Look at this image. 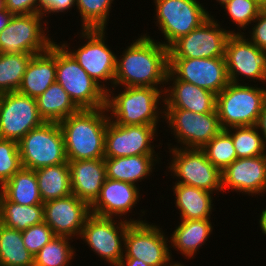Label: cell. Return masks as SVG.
I'll list each match as a JSON object with an SVG mask.
<instances>
[{
    "label": "cell",
    "mask_w": 266,
    "mask_h": 266,
    "mask_svg": "<svg viewBox=\"0 0 266 266\" xmlns=\"http://www.w3.org/2000/svg\"><path fill=\"white\" fill-rule=\"evenodd\" d=\"M138 34L118 51L115 72V87L165 88L169 71V48L149 35ZM140 35V36H139ZM122 53V54H121Z\"/></svg>",
    "instance_id": "1"
},
{
    "label": "cell",
    "mask_w": 266,
    "mask_h": 266,
    "mask_svg": "<svg viewBox=\"0 0 266 266\" xmlns=\"http://www.w3.org/2000/svg\"><path fill=\"white\" fill-rule=\"evenodd\" d=\"M164 91L165 88L113 86L106 94L109 120L123 126L164 122Z\"/></svg>",
    "instance_id": "2"
},
{
    "label": "cell",
    "mask_w": 266,
    "mask_h": 266,
    "mask_svg": "<svg viewBox=\"0 0 266 266\" xmlns=\"http://www.w3.org/2000/svg\"><path fill=\"white\" fill-rule=\"evenodd\" d=\"M109 121L106 107L81 109L61 122L67 161L103 159Z\"/></svg>",
    "instance_id": "3"
},
{
    "label": "cell",
    "mask_w": 266,
    "mask_h": 266,
    "mask_svg": "<svg viewBox=\"0 0 266 266\" xmlns=\"http://www.w3.org/2000/svg\"><path fill=\"white\" fill-rule=\"evenodd\" d=\"M79 31L77 32L78 43L81 42L79 46H70V42L63 39L59 43L87 74L108 92L114 86L117 53L108 45L107 29H80Z\"/></svg>",
    "instance_id": "4"
},
{
    "label": "cell",
    "mask_w": 266,
    "mask_h": 266,
    "mask_svg": "<svg viewBox=\"0 0 266 266\" xmlns=\"http://www.w3.org/2000/svg\"><path fill=\"white\" fill-rule=\"evenodd\" d=\"M265 102L266 85L229 82L216 96V112L222 129L256 125Z\"/></svg>",
    "instance_id": "5"
},
{
    "label": "cell",
    "mask_w": 266,
    "mask_h": 266,
    "mask_svg": "<svg viewBox=\"0 0 266 266\" xmlns=\"http://www.w3.org/2000/svg\"><path fill=\"white\" fill-rule=\"evenodd\" d=\"M153 3V20H156L154 25L164 38L159 42L167 48L199 27L214 13L208 11V7L200 3V0H153Z\"/></svg>",
    "instance_id": "6"
},
{
    "label": "cell",
    "mask_w": 266,
    "mask_h": 266,
    "mask_svg": "<svg viewBox=\"0 0 266 266\" xmlns=\"http://www.w3.org/2000/svg\"><path fill=\"white\" fill-rule=\"evenodd\" d=\"M165 131L171 133L175 144L166 148L201 149L223 129L217 112L200 114L180 108H164ZM169 130V131H168Z\"/></svg>",
    "instance_id": "7"
},
{
    "label": "cell",
    "mask_w": 266,
    "mask_h": 266,
    "mask_svg": "<svg viewBox=\"0 0 266 266\" xmlns=\"http://www.w3.org/2000/svg\"><path fill=\"white\" fill-rule=\"evenodd\" d=\"M169 159L165 174L169 173L172 183L200 188L211 193L222 194L221 171L215 167L201 149L168 148ZM218 194V195H217Z\"/></svg>",
    "instance_id": "8"
},
{
    "label": "cell",
    "mask_w": 266,
    "mask_h": 266,
    "mask_svg": "<svg viewBox=\"0 0 266 266\" xmlns=\"http://www.w3.org/2000/svg\"><path fill=\"white\" fill-rule=\"evenodd\" d=\"M49 19L41 13L13 15L0 32V54H39L57 41L52 38ZM46 26V27H45ZM50 32V34H48Z\"/></svg>",
    "instance_id": "9"
},
{
    "label": "cell",
    "mask_w": 266,
    "mask_h": 266,
    "mask_svg": "<svg viewBox=\"0 0 266 266\" xmlns=\"http://www.w3.org/2000/svg\"><path fill=\"white\" fill-rule=\"evenodd\" d=\"M56 82L80 109L106 107L107 92L78 64L74 57L56 42Z\"/></svg>",
    "instance_id": "10"
},
{
    "label": "cell",
    "mask_w": 266,
    "mask_h": 266,
    "mask_svg": "<svg viewBox=\"0 0 266 266\" xmlns=\"http://www.w3.org/2000/svg\"><path fill=\"white\" fill-rule=\"evenodd\" d=\"M22 167L36 170L67 162L64 137L59 123L44 122L18 141Z\"/></svg>",
    "instance_id": "11"
},
{
    "label": "cell",
    "mask_w": 266,
    "mask_h": 266,
    "mask_svg": "<svg viewBox=\"0 0 266 266\" xmlns=\"http://www.w3.org/2000/svg\"><path fill=\"white\" fill-rule=\"evenodd\" d=\"M130 222L90 214L81 230L88 249L110 266H119L124 256L125 235Z\"/></svg>",
    "instance_id": "12"
},
{
    "label": "cell",
    "mask_w": 266,
    "mask_h": 266,
    "mask_svg": "<svg viewBox=\"0 0 266 266\" xmlns=\"http://www.w3.org/2000/svg\"><path fill=\"white\" fill-rule=\"evenodd\" d=\"M224 58L230 82L266 85V50L259 49L244 33L229 36Z\"/></svg>",
    "instance_id": "13"
},
{
    "label": "cell",
    "mask_w": 266,
    "mask_h": 266,
    "mask_svg": "<svg viewBox=\"0 0 266 266\" xmlns=\"http://www.w3.org/2000/svg\"><path fill=\"white\" fill-rule=\"evenodd\" d=\"M214 16L212 14L188 35L176 40L169 47V58L224 57L226 43L233 30L223 26Z\"/></svg>",
    "instance_id": "14"
},
{
    "label": "cell",
    "mask_w": 266,
    "mask_h": 266,
    "mask_svg": "<svg viewBox=\"0 0 266 266\" xmlns=\"http://www.w3.org/2000/svg\"><path fill=\"white\" fill-rule=\"evenodd\" d=\"M149 221L130 223L123 258L141 259L149 266H164L170 259L169 238L163 226Z\"/></svg>",
    "instance_id": "15"
},
{
    "label": "cell",
    "mask_w": 266,
    "mask_h": 266,
    "mask_svg": "<svg viewBox=\"0 0 266 266\" xmlns=\"http://www.w3.org/2000/svg\"><path fill=\"white\" fill-rule=\"evenodd\" d=\"M159 125H118L108 121L105 134L104 157H124L135 155H161L155 151L162 142L155 144ZM152 143V144H151ZM159 146V147H158ZM157 152V153H156Z\"/></svg>",
    "instance_id": "16"
},
{
    "label": "cell",
    "mask_w": 266,
    "mask_h": 266,
    "mask_svg": "<svg viewBox=\"0 0 266 266\" xmlns=\"http://www.w3.org/2000/svg\"><path fill=\"white\" fill-rule=\"evenodd\" d=\"M43 123L36 99L18 91L0 94V139L18 142Z\"/></svg>",
    "instance_id": "17"
},
{
    "label": "cell",
    "mask_w": 266,
    "mask_h": 266,
    "mask_svg": "<svg viewBox=\"0 0 266 266\" xmlns=\"http://www.w3.org/2000/svg\"><path fill=\"white\" fill-rule=\"evenodd\" d=\"M140 192L141 188L134 184L106 178L98 198L90 206V211L98 216L117 218L130 223L144 222L147 219L145 217L147 210L141 209L140 213L133 211L136 204L143 198ZM132 212L140 215V218H132V216H136ZM130 213L132 215L129 218ZM143 216L145 220H143Z\"/></svg>",
    "instance_id": "18"
},
{
    "label": "cell",
    "mask_w": 266,
    "mask_h": 266,
    "mask_svg": "<svg viewBox=\"0 0 266 266\" xmlns=\"http://www.w3.org/2000/svg\"><path fill=\"white\" fill-rule=\"evenodd\" d=\"M169 71L178 80L192 83L215 95L230 82L224 57L169 58Z\"/></svg>",
    "instance_id": "19"
},
{
    "label": "cell",
    "mask_w": 266,
    "mask_h": 266,
    "mask_svg": "<svg viewBox=\"0 0 266 266\" xmlns=\"http://www.w3.org/2000/svg\"><path fill=\"white\" fill-rule=\"evenodd\" d=\"M221 176L222 194L231 191L236 192L237 195L241 193L246 196H255V198H258V195L265 196L266 155L237 158L221 171Z\"/></svg>",
    "instance_id": "20"
},
{
    "label": "cell",
    "mask_w": 266,
    "mask_h": 266,
    "mask_svg": "<svg viewBox=\"0 0 266 266\" xmlns=\"http://www.w3.org/2000/svg\"><path fill=\"white\" fill-rule=\"evenodd\" d=\"M44 222L52 229L55 236H64L77 240L91 214L90 206L74 194L63 198L48 200L43 203Z\"/></svg>",
    "instance_id": "21"
},
{
    "label": "cell",
    "mask_w": 266,
    "mask_h": 266,
    "mask_svg": "<svg viewBox=\"0 0 266 266\" xmlns=\"http://www.w3.org/2000/svg\"><path fill=\"white\" fill-rule=\"evenodd\" d=\"M216 96L192 83L178 80L168 71L164 108H180L200 114L216 112Z\"/></svg>",
    "instance_id": "22"
},
{
    "label": "cell",
    "mask_w": 266,
    "mask_h": 266,
    "mask_svg": "<svg viewBox=\"0 0 266 266\" xmlns=\"http://www.w3.org/2000/svg\"><path fill=\"white\" fill-rule=\"evenodd\" d=\"M72 194L91 206L100 194L106 179L103 159L68 161Z\"/></svg>",
    "instance_id": "23"
},
{
    "label": "cell",
    "mask_w": 266,
    "mask_h": 266,
    "mask_svg": "<svg viewBox=\"0 0 266 266\" xmlns=\"http://www.w3.org/2000/svg\"><path fill=\"white\" fill-rule=\"evenodd\" d=\"M212 218L201 220H179L169 237L170 255L172 251L181 254L186 260L194 259L213 234ZM213 223V224H212ZM173 248V249H172Z\"/></svg>",
    "instance_id": "24"
},
{
    "label": "cell",
    "mask_w": 266,
    "mask_h": 266,
    "mask_svg": "<svg viewBox=\"0 0 266 266\" xmlns=\"http://www.w3.org/2000/svg\"><path fill=\"white\" fill-rule=\"evenodd\" d=\"M163 156L160 155H135L124 157H105L106 178L134 184L138 187L140 182L154 176L153 172L162 165ZM139 182V183H138Z\"/></svg>",
    "instance_id": "25"
},
{
    "label": "cell",
    "mask_w": 266,
    "mask_h": 266,
    "mask_svg": "<svg viewBox=\"0 0 266 266\" xmlns=\"http://www.w3.org/2000/svg\"><path fill=\"white\" fill-rule=\"evenodd\" d=\"M54 82H56V41L49 49L32 57L17 91L36 99Z\"/></svg>",
    "instance_id": "26"
},
{
    "label": "cell",
    "mask_w": 266,
    "mask_h": 266,
    "mask_svg": "<svg viewBox=\"0 0 266 266\" xmlns=\"http://www.w3.org/2000/svg\"><path fill=\"white\" fill-rule=\"evenodd\" d=\"M172 191L175 195L174 204L176 213L179 214V220H201L212 218V212L215 205L214 193L185 185L182 183H172ZM214 200V201H213Z\"/></svg>",
    "instance_id": "27"
},
{
    "label": "cell",
    "mask_w": 266,
    "mask_h": 266,
    "mask_svg": "<svg viewBox=\"0 0 266 266\" xmlns=\"http://www.w3.org/2000/svg\"><path fill=\"white\" fill-rule=\"evenodd\" d=\"M36 101L39 116L44 122L59 123L81 110L58 82L52 83Z\"/></svg>",
    "instance_id": "28"
},
{
    "label": "cell",
    "mask_w": 266,
    "mask_h": 266,
    "mask_svg": "<svg viewBox=\"0 0 266 266\" xmlns=\"http://www.w3.org/2000/svg\"><path fill=\"white\" fill-rule=\"evenodd\" d=\"M0 193L15 204H43L35 170L22 167L0 187Z\"/></svg>",
    "instance_id": "29"
},
{
    "label": "cell",
    "mask_w": 266,
    "mask_h": 266,
    "mask_svg": "<svg viewBox=\"0 0 266 266\" xmlns=\"http://www.w3.org/2000/svg\"><path fill=\"white\" fill-rule=\"evenodd\" d=\"M41 199L44 202L72 194L68 161L35 170Z\"/></svg>",
    "instance_id": "30"
},
{
    "label": "cell",
    "mask_w": 266,
    "mask_h": 266,
    "mask_svg": "<svg viewBox=\"0 0 266 266\" xmlns=\"http://www.w3.org/2000/svg\"><path fill=\"white\" fill-rule=\"evenodd\" d=\"M44 222L43 204L19 205L6 199L0 193V223L18 231L27 230Z\"/></svg>",
    "instance_id": "31"
},
{
    "label": "cell",
    "mask_w": 266,
    "mask_h": 266,
    "mask_svg": "<svg viewBox=\"0 0 266 266\" xmlns=\"http://www.w3.org/2000/svg\"><path fill=\"white\" fill-rule=\"evenodd\" d=\"M0 266H34V256L26 249L22 231L0 223Z\"/></svg>",
    "instance_id": "32"
},
{
    "label": "cell",
    "mask_w": 266,
    "mask_h": 266,
    "mask_svg": "<svg viewBox=\"0 0 266 266\" xmlns=\"http://www.w3.org/2000/svg\"><path fill=\"white\" fill-rule=\"evenodd\" d=\"M72 238L54 236L34 256V266H72L76 251Z\"/></svg>",
    "instance_id": "33"
},
{
    "label": "cell",
    "mask_w": 266,
    "mask_h": 266,
    "mask_svg": "<svg viewBox=\"0 0 266 266\" xmlns=\"http://www.w3.org/2000/svg\"><path fill=\"white\" fill-rule=\"evenodd\" d=\"M34 54H0V94L17 91Z\"/></svg>",
    "instance_id": "34"
},
{
    "label": "cell",
    "mask_w": 266,
    "mask_h": 266,
    "mask_svg": "<svg viewBox=\"0 0 266 266\" xmlns=\"http://www.w3.org/2000/svg\"><path fill=\"white\" fill-rule=\"evenodd\" d=\"M115 0H75L80 29H108ZM110 16V17H109Z\"/></svg>",
    "instance_id": "35"
},
{
    "label": "cell",
    "mask_w": 266,
    "mask_h": 266,
    "mask_svg": "<svg viewBox=\"0 0 266 266\" xmlns=\"http://www.w3.org/2000/svg\"><path fill=\"white\" fill-rule=\"evenodd\" d=\"M225 131L232 137L237 158L266 155V143L255 125L231 127Z\"/></svg>",
    "instance_id": "36"
},
{
    "label": "cell",
    "mask_w": 266,
    "mask_h": 266,
    "mask_svg": "<svg viewBox=\"0 0 266 266\" xmlns=\"http://www.w3.org/2000/svg\"><path fill=\"white\" fill-rule=\"evenodd\" d=\"M221 8L225 9V16L234 24L233 33L242 34L249 28L265 8L257 0H230ZM248 26V27H247ZM238 27V28H237ZM243 30V31H242Z\"/></svg>",
    "instance_id": "37"
},
{
    "label": "cell",
    "mask_w": 266,
    "mask_h": 266,
    "mask_svg": "<svg viewBox=\"0 0 266 266\" xmlns=\"http://www.w3.org/2000/svg\"><path fill=\"white\" fill-rule=\"evenodd\" d=\"M201 150L220 171H223L237 159L232 137L225 130L213 137Z\"/></svg>",
    "instance_id": "38"
},
{
    "label": "cell",
    "mask_w": 266,
    "mask_h": 266,
    "mask_svg": "<svg viewBox=\"0 0 266 266\" xmlns=\"http://www.w3.org/2000/svg\"><path fill=\"white\" fill-rule=\"evenodd\" d=\"M21 168L18 142L0 139V187Z\"/></svg>",
    "instance_id": "39"
},
{
    "label": "cell",
    "mask_w": 266,
    "mask_h": 266,
    "mask_svg": "<svg viewBox=\"0 0 266 266\" xmlns=\"http://www.w3.org/2000/svg\"><path fill=\"white\" fill-rule=\"evenodd\" d=\"M54 233L51 227L42 222L37 225L29 227L27 230L22 231V239L26 249L35 256L38 251L47 244L53 237Z\"/></svg>",
    "instance_id": "40"
},
{
    "label": "cell",
    "mask_w": 266,
    "mask_h": 266,
    "mask_svg": "<svg viewBox=\"0 0 266 266\" xmlns=\"http://www.w3.org/2000/svg\"><path fill=\"white\" fill-rule=\"evenodd\" d=\"M248 29L244 33L245 36H247V38L259 49L266 50V7L261 11Z\"/></svg>",
    "instance_id": "41"
},
{
    "label": "cell",
    "mask_w": 266,
    "mask_h": 266,
    "mask_svg": "<svg viewBox=\"0 0 266 266\" xmlns=\"http://www.w3.org/2000/svg\"><path fill=\"white\" fill-rule=\"evenodd\" d=\"M75 0H39V13H41L45 19L51 15H59L60 13H68L75 7Z\"/></svg>",
    "instance_id": "42"
},
{
    "label": "cell",
    "mask_w": 266,
    "mask_h": 266,
    "mask_svg": "<svg viewBox=\"0 0 266 266\" xmlns=\"http://www.w3.org/2000/svg\"><path fill=\"white\" fill-rule=\"evenodd\" d=\"M5 9L13 15L39 13V0H5Z\"/></svg>",
    "instance_id": "43"
},
{
    "label": "cell",
    "mask_w": 266,
    "mask_h": 266,
    "mask_svg": "<svg viewBox=\"0 0 266 266\" xmlns=\"http://www.w3.org/2000/svg\"><path fill=\"white\" fill-rule=\"evenodd\" d=\"M258 131L263 136V139L266 143V102L264 103L261 113L258 117L257 123L255 125Z\"/></svg>",
    "instance_id": "44"
},
{
    "label": "cell",
    "mask_w": 266,
    "mask_h": 266,
    "mask_svg": "<svg viewBox=\"0 0 266 266\" xmlns=\"http://www.w3.org/2000/svg\"><path fill=\"white\" fill-rule=\"evenodd\" d=\"M119 266H149L141 259L136 258H122L121 263Z\"/></svg>",
    "instance_id": "45"
},
{
    "label": "cell",
    "mask_w": 266,
    "mask_h": 266,
    "mask_svg": "<svg viewBox=\"0 0 266 266\" xmlns=\"http://www.w3.org/2000/svg\"><path fill=\"white\" fill-rule=\"evenodd\" d=\"M12 17L13 14L6 9L0 12V32L8 25Z\"/></svg>",
    "instance_id": "46"
},
{
    "label": "cell",
    "mask_w": 266,
    "mask_h": 266,
    "mask_svg": "<svg viewBox=\"0 0 266 266\" xmlns=\"http://www.w3.org/2000/svg\"><path fill=\"white\" fill-rule=\"evenodd\" d=\"M258 226L260 227V231L263 235L266 236V205L265 208H262V211L259 213Z\"/></svg>",
    "instance_id": "47"
},
{
    "label": "cell",
    "mask_w": 266,
    "mask_h": 266,
    "mask_svg": "<svg viewBox=\"0 0 266 266\" xmlns=\"http://www.w3.org/2000/svg\"><path fill=\"white\" fill-rule=\"evenodd\" d=\"M175 258H171L164 266H186L183 262L180 261H174ZM188 266V265H187Z\"/></svg>",
    "instance_id": "48"
},
{
    "label": "cell",
    "mask_w": 266,
    "mask_h": 266,
    "mask_svg": "<svg viewBox=\"0 0 266 266\" xmlns=\"http://www.w3.org/2000/svg\"><path fill=\"white\" fill-rule=\"evenodd\" d=\"M229 1L230 0H215V3H218L217 5H220V7H222L225 3Z\"/></svg>",
    "instance_id": "49"
},
{
    "label": "cell",
    "mask_w": 266,
    "mask_h": 266,
    "mask_svg": "<svg viewBox=\"0 0 266 266\" xmlns=\"http://www.w3.org/2000/svg\"><path fill=\"white\" fill-rule=\"evenodd\" d=\"M5 10V0H0V12Z\"/></svg>",
    "instance_id": "50"
},
{
    "label": "cell",
    "mask_w": 266,
    "mask_h": 266,
    "mask_svg": "<svg viewBox=\"0 0 266 266\" xmlns=\"http://www.w3.org/2000/svg\"><path fill=\"white\" fill-rule=\"evenodd\" d=\"M261 5L266 7V0H257Z\"/></svg>",
    "instance_id": "51"
}]
</instances>
